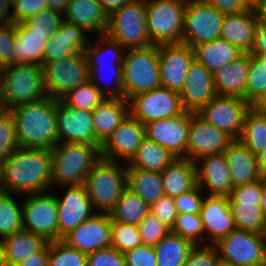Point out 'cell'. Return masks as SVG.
Returning a JSON list of instances; mask_svg holds the SVG:
<instances>
[{
  "mask_svg": "<svg viewBox=\"0 0 266 266\" xmlns=\"http://www.w3.org/2000/svg\"><path fill=\"white\" fill-rule=\"evenodd\" d=\"M106 97L90 81L79 84L66 93L60 101L67 107L92 111L100 105Z\"/></svg>",
  "mask_w": 266,
  "mask_h": 266,
  "instance_id": "42",
  "label": "cell"
},
{
  "mask_svg": "<svg viewBox=\"0 0 266 266\" xmlns=\"http://www.w3.org/2000/svg\"><path fill=\"white\" fill-rule=\"evenodd\" d=\"M149 211L150 206L126 188L109 215L112 221L138 225Z\"/></svg>",
  "mask_w": 266,
  "mask_h": 266,
  "instance_id": "39",
  "label": "cell"
},
{
  "mask_svg": "<svg viewBox=\"0 0 266 266\" xmlns=\"http://www.w3.org/2000/svg\"><path fill=\"white\" fill-rule=\"evenodd\" d=\"M129 114L125 98H106L92 110L95 139L102 145Z\"/></svg>",
  "mask_w": 266,
  "mask_h": 266,
  "instance_id": "31",
  "label": "cell"
},
{
  "mask_svg": "<svg viewBox=\"0 0 266 266\" xmlns=\"http://www.w3.org/2000/svg\"><path fill=\"white\" fill-rule=\"evenodd\" d=\"M170 231L192 241L195 245H206V240H204L206 238L203 235L204 227L199 213L177 214Z\"/></svg>",
  "mask_w": 266,
  "mask_h": 266,
  "instance_id": "47",
  "label": "cell"
},
{
  "mask_svg": "<svg viewBox=\"0 0 266 266\" xmlns=\"http://www.w3.org/2000/svg\"><path fill=\"white\" fill-rule=\"evenodd\" d=\"M261 196L260 208L266 220V177L261 179Z\"/></svg>",
  "mask_w": 266,
  "mask_h": 266,
  "instance_id": "68",
  "label": "cell"
},
{
  "mask_svg": "<svg viewBox=\"0 0 266 266\" xmlns=\"http://www.w3.org/2000/svg\"><path fill=\"white\" fill-rule=\"evenodd\" d=\"M164 195L175 198L196 185L195 163L187 158H176L160 172Z\"/></svg>",
  "mask_w": 266,
  "mask_h": 266,
  "instance_id": "33",
  "label": "cell"
},
{
  "mask_svg": "<svg viewBox=\"0 0 266 266\" xmlns=\"http://www.w3.org/2000/svg\"><path fill=\"white\" fill-rule=\"evenodd\" d=\"M150 211L168 228L171 229L173 227L177 217L174 198L162 196L156 203L150 206Z\"/></svg>",
  "mask_w": 266,
  "mask_h": 266,
  "instance_id": "57",
  "label": "cell"
},
{
  "mask_svg": "<svg viewBox=\"0 0 266 266\" xmlns=\"http://www.w3.org/2000/svg\"><path fill=\"white\" fill-rule=\"evenodd\" d=\"M46 7V0H17L12 7L14 24L28 20Z\"/></svg>",
  "mask_w": 266,
  "mask_h": 266,
  "instance_id": "59",
  "label": "cell"
},
{
  "mask_svg": "<svg viewBox=\"0 0 266 266\" xmlns=\"http://www.w3.org/2000/svg\"><path fill=\"white\" fill-rule=\"evenodd\" d=\"M17 148L15 123L8 110L0 114V158L6 160Z\"/></svg>",
  "mask_w": 266,
  "mask_h": 266,
  "instance_id": "50",
  "label": "cell"
},
{
  "mask_svg": "<svg viewBox=\"0 0 266 266\" xmlns=\"http://www.w3.org/2000/svg\"><path fill=\"white\" fill-rule=\"evenodd\" d=\"M47 96L60 100L71 89L89 80V67L84 51L42 65Z\"/></svg>",
  "mask_w": 266,
  "mask_h": 266,
  "instance_id": "9",
  "label": "cell"
},
{
  "mask_svg": "<svg viewBox=\"0 0 266 266\" xmlns=\"http://www.w3.org/2000/svg\"><path fill=\"white\" fill-rule=\"evenodd\" d=\"M179 94L185 111L198 113L217 95L213 73L194 59Z\"/></svg>",
  "mask_w": 266,
  "mask_h": 266,
  "instance_id": "22",
  "label": "cell"
},
{
  "mask_svg": "<svg viewBox=\"0 0 266 266\" xmlns=\"http://www.w3.org/2000/svg\"><path fill=\"white\" fill-rule=\"evenodd\" d=\"M1 242L4 266H15L48 244L41 236L24 229L2 239Z\"/></svg>",
  "mask_w": 266,
  "mask_h": 266,
  "instance_id": "32",
  "label": "cell"
},
{
  "mask_svg": "<svg viewBox=\"0 0 266 266\" xmlns=\"http://www.w3.org/2000/svg\"><path fill=\"white\" fill-rule=\"evenodd\" d=\"M24 200L22 208L23 229L44 238L47 242L58 240V206L53 193H35Z\"/></svg>",
  "mask_w": 266,
  "mask_h": 266,
  "instance_id": "13",
  "label": "cell"
},
{
  "mask_svg": "<svg viewBox=\"0 0 266 266\" xmlns=\"http://www.w3.org/2000/svg\"><path fill=\"white\" fill-rule=\"evenodd\" d=\"M250 54L266 57V25L257 23L255 39Z\"/></svg>",
  "mask_w": 266,
  "mask_h": 266,
  "instance_id": "61",
  "label": "cell"
},
{
  "mask_svg": "<svg viewBox=\"0 0 266 266\" xmlns=\"http://www.w3.org/2000/svg\"><path fill=\"white\" fill-rule=\"evenodd\" d=\"M175 159L166 148L145 136L126 168L161 172Z\"/></svg>",
  "mask_w": 266,
  "mask_h": 266,
  "instance_id": "36",
  "label": "cell"
},
{
  "mask_svg": "<svg viewBox=\"0 0 266 266\" xmlns=\"http://www.w3.org/2000/svg\"><path fill=\"white\" fill-rule=\"evenodd\" d=\"M137 226L142 244L153 247L170 232V228L157 219L151 211L147 213Z\"/></svg>",
  "mask_w": 266,
  "mask_h": 266,
  "instance_id": "49",
  "label": "cell"
},
{
  "mask_svg": "<svg viewBox=\"0 0 266 266\" xmlns=\"http://www.w3.org/2000/svg\"><path fill=\"white\" fill-rule=\"evenodd\" d=\"M191 112L147 123L145 136L162 145L176 158H187L188 128Z\"/></svg>",
  "mask_w": 266,
  "mask_h": 266,
  "instance_id": "15",
  "label": "cell"
},
{
  "mask_svg": "<svg viewBox=\"0 0 266 266\" xmlns=\"http://www.w3.org/2000/svg\"><path fill=\"white\" fill-rule=\"evenodd\" d=\"M250 108L251 105L244 99L216 95L198 111V114L232 139H239L243 131L245 114Z\"/></svg>",
  "mask_w": 266,
  "mask_h": 266,
  "instance_id": "14",
  "label": "cell"
},
{
  "mask_svg": "<svg viewBox=\"0 0 266 266\" xmlns=\"http://www.w3.org/2000/svg\"><path fill=\"white\" fill-rule=\"evenodd\" d=\"M63 20L100 35L106 34L109 15L97 0H70Z\"/></svg>",
  "mask_w": 266,
  "mask_h": 266,
  "instance_id": "29",
  "label": "cell"
},
{
  "mask_svg": "<svg viewBox=\"0 0 266 266\" xmlns=\"http://www.w3.org/2000/svg\"><path fill=\"white\" fill-rule=\"evenodd\" d=\"M57 134L59 142L101 144L95 139L92 111L67 107L57 100Z\"/></svg>",
  "mask_w": 266,
  "mask_h": 266,
  "instance_id": "20",
  "label": "cell"
},
{
  "mask_svg": "<svg viewBox=\"0 0 266 266\" xmlns=\"http://www.w3.org/2000/svg\"><path fill=\"white\" fill-rule=\"evenodd\" d=\"M219 258L215 245H195L183 266H216Z\"/></svg>",
  "mask_w": 266,
  "mask_h": 266,
  "instance_id": "54",
  "label": "cell"
},
{
  "mask_svg": "<svg viewBox=\"0 0 266 266\" xmlns=\"http://www.w3.org/2000/svg\"><path fill=\"white\" fill-rule=\"evenodd\" d=\"M239 140L254 155L266 146V112L251 107L245 114L243 131Z\"/></svg>",
  "mask_w": 266,
  "mask_h": 266,
  "instance_id": "38",
  "label": "cell"
},
{
  "mask_svg": "<svg viewBox=\"0 0 266 266\" xmlns=\"http://www.w3.org/2000/svg\"><path fill=\"white\" fill-rule=\"evenodd\" d=\"M146 2L135 0L109 15L106 34L125 49L151 46L146 23Z\"/></svg>",
  "mask_w": 266,
  "mask_h": 266,
  "instance_id": "8",
  "label": "cell"
},
{
  "mask_svg": "<svg viewBox=\"0 0 266 266\" xmlns=\"http://www.w3.org/2000/svg\"><path fill=\"white\" fill-rule=\"evenodd\" d=\"M258 168L263 177H266V146L264 149L256 155Z\"/></svg>",
  "mask_w": 266,
  "mask_h": 266,
  "instance_id": "67",
  "label": "cell"
},
{
  "mask_svg": "<svg viewBox=\"0 0 266 266\" xmlns=\"http://www.w3.org/2000/svg\"><path fill=\"white\" fill-rule=\"evenodd\" d=\"M5 177V160L0 158V191L3 188Z\"/></svg>",
  "mask_w": 266,
  "mask_h": 266,
  "instance_id": "70",
  "label": "cell"
},
{
  "mask_svg": "<svg viewBox=\"0 0 266 266\" xmlns=\"http://www.w3.org/2000/svg\"><path fill=\"white\" fill-rule=\"evenodd\" d=\"M111 228L112 220L108 213H95L66 234L62 241L82 253L89 254L111 246Z\"/></svg>",
  "mask_w": 266,
  "mask_h": 266,
  "instance_id": "18",
  "label": "cell"
},
{
  "mask_svg": "<svg viewBox=\"0 0 266 266\" xmlns=\"http://www.w3.org/2000/svg\"><path fill=\"white\" fill-rule=\"evenodd\" d=\"M8 1L13 6L16 3L17 0H8Z\"/></svg>",
  "mask_w": 266,
  "mask_h": 266,
  "instance_id": "75",
  "label": "cell"
},
{
  "mask_svg": "<svg viewBox=\"0 0 266 266\" xmlns=\"http://www.w3.org/2000/svg\"><path fill=\"white\" fill-rule=\"evenodd\" d=\"M142 244L137 225L112 221L111 247L122 254Z\"/></svg>",
  "mask_w": 266,
  "mask_h": 266,
  "instance_id": "48",
  "label": "cell"
},
{
  "mask_svg": "<svg viewBox=\"0 0 266 266\" xmlns=\"http://www.w3.org/2000/svg\"><path fill=\"white\" fill-rule=\"evenodd\" d=\"M101 159V146L61 142L51 149V185H84L87 174Z\"/></svg>",
  "mask_w": 266,
  "mask_h": 266,
  "instance_id": "3",
  "label": "cell"
},
{
  "mask_svg": "<svg viewBox=\"0 0 266 266\" xmlns=\"http://www.w3.org/2000/svg\"><path fill=\"white\" fill-rule=\"evenodd\" d=\"M87 266H126L124 255L113 247L87 254Z\"/></svg>",
  "mask_w": 266,
  "mask_h": 266,
  "instance_id": "56",
  "label": "cell"
},
{
  "mask_svg": "<svg viewBox=\"0 0 266 266\" xmlns=\"http://www.w3.org/2000/svg\"><path fill=\"white\" fill-rule=\"evenodd\" d=\"M15 39L16 24L0 25V68L11 65Z\"/></svg>",
  "mask_w": 266,
  "mask_h": 266,
  "instance_id": "58",
  "label": "cell"
},
{
  "mask_svg": "<svg viewBox=\"0 0 266 266\" xmlns=\"http://www.w3.org/2000/svg\"><path fill=\"white\" fill-rule=\"evenodd\" d=\"M261 179L243 185L235 186L228 196L229 203L260 204Z\"/></svg>",
  "mask_w": 266,
  "mask_h": 266,
  "instance_id": "52",
  "label": "cell"
},
{
  "mask_svg": "<svg viewBox=\"0 0 266 266\" xmlns=\"http://www.w3.org/2000/svg\"><path fill=\"white\" fill-rule=\"evenodd\" d=\"M63 198L57 197L58 240L91 218L95 213L84 185L66 186Z\"/></svg>",
  "mask_w": 266,
  "mask_h": 266,
  "instance_id": "21",
  "label": "cell"
},
{
  "mask_svg": "<svg viewBox=\"0 0 266 266\" xmlns=\"http://www.w3.org/2000/svg\"><path fill=\"white\" fill-rule=\"evenodd\" d=\"M199 214L208 237L206 245H215L235 229L228 196L208 194Z\"/></svg>",
  "mask_w": 266,
  "mask_h": 266,
  "instance_id": "23",
  "label": "cell"
},
{
  "mask_svg": "<svg viewBox=\"0 0 266 266\" xmlns=\"http://www.w3.org/2000/svg\"><path fill=\"white\" fill-rule=\"evenodd\" d=\"M128 101L129 113L142 125L177 116L185 111L180 94L162 86L138 93Z\"/></svg>",
  "mask_w": 266,
  "mask_h": 266,
  "instance_id": "12",
  "label": "cell"
},
{
  "mask_svg": "<svg viewBox=\"0 0 266 266\" xmlns=\"http://www.w3.org/2000/svg\"><path fill=\"white\" fill-rule=\"evenodd\" d=\"M51 150L17 148L5 160L2 192L19 194L44 193L51 187Z\"/></svg>",
  "mask_w": 266,
  "mask_h": 266,
  "instance_id": "1",
  "label": "cell"
},
{
  "mask_svg": "<svg viewBox=\"0 0 266 266\" xmlns=\"http://www.w3.org/2000/svg\"><path fill=\"white\" fill-rule=\"evenodd\" d=\"M206 4L216 7L219 11L227 13H236L250 9L244 0H202Z\"/></svg>",
  "mask_w": 266,
  "mask_h": 266,
  "instance_id": "60",
  "label": "cell"
},
{
  "mask_svg": "<svg viewBox=\"0 0 266 266\" xmlns=\"http://www.w3.org/2000/svg\"><path fill=\"white\" fill-rule=\"evenodd\" d=\"M126 266H157V256L153 246L141 244L123 253Z\"/></svg>",
  "mask_w": 266,
  "mask_h": 266,
  "instance_id": "55",
  "label": "cell"
},
{
  "mask_svg": "<svg viewBox=\"0 0 266 266\" xmlns=\"http://www.w3.org/2000/svg\"><path fill=\"white\" fill-rule=\"evenodd\" d=\"M192 48L194 59L213 74L222 66L244 54L238 47L221 38L198 44Z\"/></svg>",
  "mask_w": 266,
  "mask_h": 266,
  "instance_id": "34",
  "label": "cell"
},
{
  "mask_svg": "<svg viewBox=\"0 0 266 266\" xmlns=\"http://www.w3.org/2000/svg\"><path fill=\"white\" fill-rule=\"evenodd\" d=\"M255 110L266 112V90L263 94L251 105Z\"/></svg>",
  "mask_w": 266,
  "mask_h": 266,
  "instance_id": "69",
  "label": "cell"
},
{
  "mask_svg": "<svg viewBox=\"0 0 266 266\" xmlns=\"http://www.w3.org/2000/svg\"><path fill=\"white\" fill-rule=\"evenodd\" d=\"M0 266H4L3 264V252H2V242L0 239Z\"/></svg>",
  "mask_w": 266,
  "mask_h": 266,
  "instance_id": "74",
  "label": "cell"
},
{
  "mask_svg": "<svg viewBox=\"0 0 266 266\" xmlns=\"http://www.w3.org/2000/svg\"><path fill=\"white\" fill-rule=\"evenodd\" d=\"M127 188L137 194L149 206L164 196L160 172L127 168Z\"/></svg>",
  "mask_w": 266,
  "mask_h": 266,
  "instance_id": "35",
  "label": "cell"
},
{
  "mask_svg": "<svg viewBox=\"0 0 266 266\" xmlns=\"http://www.w3.org/2000/svg\"><path fill=\"white\" fill-rule=\"evenodd\" d=\"M103 9L110 15L113 11L121 8L122 6L132 3L135 0H97Z\"/></svg>",
  "mask_w": 266,
  "mask_h": 266,
  "instance_id": "64",
  "label": "cell"
},
{
  "mask_svg": "<svg viewBox=\"0 0 266 266\" xmlns=\"http://www.w3.org/2000/svg\"><path fill=\"white\" fill-rule=\"evenodd\" d=\"M255 10L227 13L222 22L220 38L238 47L244 53H250L257 29Z\"/></svg>",
  "mask_w": 266,
  "mask_h": 266,
  "instance_id": "26",
  "label": "cell"
},
{
  "mask_svg": "<svg viewBox=\"0 0 266 266\" xmlns=\"http://www.w3.org/2000/svg\"><path fill=\"white\" fill-rule=\"evenodd\" d=\"M203 190L196 184L191 190L183 192L175 197V207L177 214L199 213L203 203L201 193Z\"/></svg>",
  "mask_w": 266,
  "mask_h": 266,
  "instance_id": "53",
  "label": "cell"
},
{
  "mask_svg": "<svg viewBox=\"0 0 266 266\" xmlns=\"http://www.w3.org/2000/svg\"><path fill=\"white\" fill-rule=\"evenodd\" d=\"M14 120L19 147L51 150L59 143L57 99L50 96L8 110Z\"/></svg>",
  "mask_w": 266,
  "mask_h": 266,
  "instance_id": "2",
  "label": "cell"
},
{
  "mask_svg": "<svg viewBox=\"0 0 266 266\" xmlns=\"http://www.w3.org/2000/svg\"><path fill=\"white\" fill-rule=\"evenodd\" d=\"M85 32L83 28L63 21L45 45L44 63L61 60L84 51L90 41Z\"/></svg>",
  "mask_w": 266,
  "mask_h": 266,
  "instance_id": "25",
  "label": "cell"
},
{
  "mask_svg": "<svg viewBox=\"0 0 266 266\" xmlns=\"http://www.w3.org/2000/svg\"><path fill=\"white\" fill-rule=\"evenodd\" d=\"M108 66L107 64L88 65L89 80L106 98H124L123 65L110 64L111 68L109 67L108 71L112 73V77H110L112 81H105L106 79L104 78L103 72L107 71ZM101 83L104 84V86H102Z\"/></svg>",
  "mask_w": 266,
  "mask_h": 266,
  "instance_id": "40",
  "label": "cell"
},
{
  "mask_svg": "<svg viewBox=\"0 0 266 266\" xmlns=\"http://www.w3.org/2000/svg\"><path fill=\"white\" fill-rule=\"evenodd\" d=\"M49 242L36 254L28 256L15 266H48Z\"/></svg>",
  "mask_w": 266,
  "mask_h": 266,
  "instance_id": "62",
  "label": "cell"
},
{
  "mask_svg": "<svg viewBox=\"0 0 266 266\" xmlns=\"http://www.w3.org/2000/svg\"><path fill=\"white\" fill-rule=\"evenodd\" d=\"M224 16L202 0H186L182 43L193 47L220 38Z\"/></svg>",
  "mask_w": 266,
  "mask_h": 266,
  "instance_id": "11",
  "label": "cell"
},
{
  "mask_svg": "<svg viewBox=\"0 0 266 266\" xmlns=\"http://www.w3.org/2000/svg\"><path fill=\"white\" fill-rule=\"evenodd\" d=\"M14 200L11 193L0 191L1 240L23 229L22 208Z\"/></svg>",
  "mask_w": 266,
  "mask_h": 266,
  "instance_id": "44",
  "label": "cell"
},
{
  "mask_svg": "<svg viewBox=\"0 0 266 266\" xmlns=\"http://www.w3.org/2000/svg\"><path fill=\"white\" fill-rule=\"evenodd\" d=\"M48 266H87V254L62 240L49 242Z\"/></svg>",
  "mask_w": 266,
  "mask_h": 266,
  "instance_id": "46",
  "label": "cell"
},
{
  "mask_svg": "<svg viewBox=\"0 0 266 266\" xmlns=\"http://www.w3.org/2000/svg\"><path fill=\"white\" fill-rule=\"evenodd\" d=\"M193 60V48L185 43L158 45L161 86L180 93Z\"/></svg>",
  "mask_w": 266,
  "mask_h": 266,
  "instance_id": "17",
  "label": "cell"
},
{
  "mask_svg": "<svg viewBox=\"0 0 266 266\" xmlns=\"http://www.w3.org/2000/svg\"><path fill=\"white\" fill-rule=\"evenodd\" d=\"M233 187L256 182L263 178L259 171L256 155L239 140L233 139L223 151Z\"/></svg>",
  "mask_w": 266,
  "mask_h": 266,
  "instance_id": "28",
  "label": "cell"
},
{
  "mask_svg": "<svg viewBox=\"0 0 266 266\" xmlns=\"http://www.w3.org/2000/svg\"><path fill=\"white\" fill-rule=\"evenodd\" d=\"M254 10L258 22L266 25V0H262L261 3Z\"/></svg>",
  "mask_w": 266,
  "mask_h": 266,
  "instance_id": "66",
  "label": "cell"
},
{
  "mask_svg": "<svg viewBox=\"0 0 266 266\" xmlns=\"http://www.w3.org/2000/svg\"><path fill=\"white\" fill-rule=\"evenodd\" d=\"M0 110H5L4 98H3V86H2V77L0 74Z\"/></svg>",
  "mask_w": 266,
  "mask_h": 266,
  "instance_id": "71",
  "label": "cell"
},
{
  "mask_svg": "<svg viewBox=\"0 0 266 266\" xmlns=\"http://www.w3.org/2000/svg\"><path fill=\"white\" fill-rule=\"evenodd\" d=\"M215 246L220 259L236 266H266V233L235 228Z\"/></svg>",
  "mask_w": 266,
  "mask_h": 266,
  "instance_id": "10",
  "label": "cell"
},
{
  "mask_svg": "<svg viewBox=\"0 0 266 266\" xmlns=\"http://www.w3.org/2000/svg\"><path fill=\"white\" fill-rule=\"evenodd\" d=\"M63 15L46 7L28 20L22 22L29 30L47 31L50 35L56 32L63 22Z\"/></svg>",
  "mask_w": 266,
  "mask_h": 266,
  "instance_id": "51",
  "label": "cell"
},
{
  "mask_svg": "<svg viewBox=\"0 0 266 266\" xmlns=\"http://www.w3.org/2000/svg\"><path fill=\"white\" fill-rule=\"evenodd\" d=\"M50 34L47 31L29 30L22 22L16 24V39L11 54V65L44 64V49Z\"/></svg>",
  "mask_w": 266,
  "mask_h": 266,
  "instance_id": "27",
  "label": "cell"
},
{
  "mask_svg": "<svg viewBox=\"0 0 266 266\" xmlns=\"http://www.w3.org/2000/svg\"><path fill=\"white\" fill-rule=\"evenodd\" d=\"M194 247L192 241L170 231L154 246L157 266H183Z\"/></svg>",
  "mask_w": 266,
  "mask_h": 266,
  "instance_id": "37",
  "label": "cell"
},
{
  "mask_svg": "<svg viewBox=\"0 0 266 266\" xmlns=\"http://www.w3.org/2000/svg\"><path fill=\"white\" fill-rule=\"evenodd\" d=\"M266 90V57L249 53L246 102L252 105Z\"/></svg>",
  "mask_w": 266,
  "mask_h": 266,
  "instance_id": "45",
  "label": "cell"
},
{
  "mask_svg": "<svg viewBox=\"0 0 266 266\" xmlns=\"http://www.w3.org/2000/svg\"><path fill=\"white\" fill-rule=\"evenodd\" d=\"M249 71V53L222 66L214 74L217 95L232 96L246 101V83Z\"/></svg>",
  "mask_w": 266,
  "mask_h": 266,
  "instance_id": "30",
  "label": "cell"
},
{
  "mask_svg": "<svg viewBox=\"0 0 266 266\" xmlns=\"http://www.w3.org/2000/svg\"><path fill=\"white\" fill-rule=\"evenodd\" d=\"M249 8L255 9L262 0H244Z\"/></svg>",
  "mask_w": 266,
  "mask_h": 266,
  "instance_id": "72",
  "label": "cell"
},
{
  "mask_svg": "<svg viewBox=\"0 0 266 266\" xmlns=\"http://www.w3.org/2000/svg\"><path fill=\"white\" fill-rule=\"evenodd\" d=\"M235 228L255 233H266V220L260 204L229 203Z\"/></svg>",
  "mask_w": 266,
  "mask_h": 266,
  "instance_id": "41",
  "label": "cell"
},
{
  "mask_svg": "<svg viewBox=\"0 0 266 266\" xmlns=\"http://www.w3.org/2000/svg\"><path fill=\"white\" fill-rule=\"evenodd\" d=\"M152 45L182 43L186 0H145Z\"/></svg>",
  "mask_w": 266,
  "mask_h": 266,
  "instance_id": "7",
  "label": "cell"
},
{
  "mask_svg": "<svg viewBox=\"0 0 266 266\" xmlns=\"http://www.w3.org/2000/svg\"><path fill=\"white\" fill-rule=\"evenodd\" d=\"M124 98L161 87L158 46L126 49L123 57Z\"/></svg>",
  "mask_w": 266,
  "mask_h": 266,
  "instance_id": "6",
  "label": "cell"
},
{
  "mask_svg": "<svg viewBox=\"0 0 266 266\" xmlns=\"http://www.w3.org/2000/svg\"><path fill=\"white\" fill-rule=\"evenodd\" d=\"M144 137L145 126L129 113L101 145V158L116 162L123 160L128 163L136 154Z\"/></svg>",
  "mask_w": 266,
  "mask_h": 266,
  "instance_id": "19",
  "label": "cell"
},
{
  "mask_svg": "<svg viewBox=\"0 0 266 266\" xmlns=\"http://www.w3.org/2000/svg\"><path fill=\"white\" fill-rule=\"evenodd\" d=\"M201 164H199V163ZM196 184L209 190V195L229 196L233 187L230 169L223 153L202 157L194 161Z\"/></svg>",
  "mask_w": 266,
  "mask_h": 266,
  "instance_id": "24",
  "label": "cell"
},
{
  "mask_svg": "<svg viewBox=\"0 0 266 266\" xmlns=\"http://www.w3.org/2000/svg\"><path fill=\"white\" fill-rule=\"evenodd\" d=\"M11 7L13 6L8 0H0V25L14 24Z\"/></svg>",
  "mask_w": 266,
  "mask_h": 266,
  "instance_id": "63",
  "label": "cell"
},
{
  "mask_svg": "<svg viewBox=\"0 0 266 266\" xmlns=\"http://www.w3.org/2000/svg\"><path fill=\"white\" fill-rule=\"evenodd\" d=\"M216 266H236V265L219 258V260L216 263Z\"/></svg>",
  "mask_w": 266,
  "mask_h": 266,
  "instance_id": "73",
  "label": "cell"
},
{
  "mask_svg": "<svg viewBox=\"0 0 266 266\" xmlns=\"http://www.w3.org/2000/svg\"><path fill=\"white\" fill-rule=\"evenodd\" d=\"M0 74L5 110L47 97L41 65H7L0 68Z\"/></svg>",
  "mask_w": 266,
  "mask_h": 266,
  "instance_id": "5",
  "label": "cell"
},
{
  "mask_svg": "<svg viewBox=\"0 0 266 266\" xmlns=\"http://www.w3.org/2000/svg\"><path fill=\"white\" fill-rule=\"evenodd\" d=\"M101 158L87 174L84 187L94 210L110 213L127 188V168Z\"/></svg>",
  "mask_w": 266,
  "mask_h": 266,
  "instance_id": "4",
  "label": "cell"
},
{
  "mask_svg": "<svg viewBox=\"0 0 266 266\" xmlns=\"http://www.w3.org/2000/svg\"><path fill=\"white\" fill-rule=\"evenodd\" d=\"M47 7L50 8L52 11H55L60 14H64L70 0H46Z\"/></svg>",
  "mask_w": 266,
  "mask_h": 266,
  "instance_id": "65",
  "label": "cell"
},
{
  "mask_svg": "<svg viewBox=\"0 0 266 266\" xmlns=\"http://www.w3.org/2000/svg\"><path fill=\"white\" fill-rule=\"evenodd\" d=\"M232 140L228 134L208 123L198 113L191 112L187 159L194 162L205 156L223 153Z\"/></svg>",
  "mask_w": 266,
  "mask_h": 266,
  "instance_id": "16",
  "label": "cell"
},
{
  "mask_svg": "<svg viewBox=\"0 0 266 266\" xmlns=\"http://www.w3.org/2000/svg\"><path fill=\"white\" fill-rule=\"evenodd\" d=\"M99 40L101 44L98 42L96 43V45L92 44L89 41L87 47L84 50L88 61V65L108 64L105 58L103 59V56L104 55L107 56L106 54L109 53L112 57V59L110 58L111 59L110 64H122L124 52L126 49L123 46H121L118 42H116L114 39L110 38L107 34H100ZM103 47H105V49Z\"/></svg>",
  "mask_w": 266,
  "mask_h": 266,
  "instance_id": "43",
  "label": "cell"
}]
</instances>
